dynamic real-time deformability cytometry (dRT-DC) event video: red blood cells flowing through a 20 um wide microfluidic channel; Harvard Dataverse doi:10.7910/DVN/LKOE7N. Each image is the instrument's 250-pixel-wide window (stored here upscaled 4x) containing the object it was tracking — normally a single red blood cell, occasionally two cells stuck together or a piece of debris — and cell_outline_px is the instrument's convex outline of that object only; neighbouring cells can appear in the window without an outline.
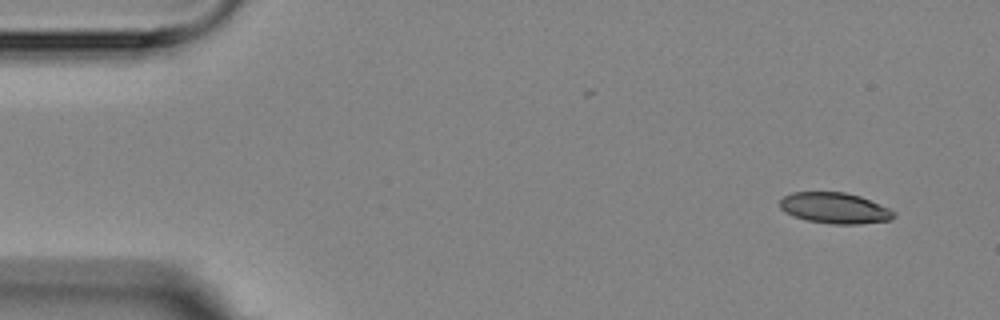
{"species": "Egyptian fruit bat (a non-hibernating species)", "species_latin": "Rousettus aegyptiacus", "temperature_condition": "room temperature", "stored_images_in_passage": 5, "camera_frame_rate_fps": 3000, "um_per_image_px": 0.085, "animal": {"sex": "female"}, "frame": {"image": 1, "passage_image": 1, "time_ms": 0.0, "image_size_px": [1000, 320], "cell_outline_px": [[896, 216], [888, 220], [860, 224], [832, 224], [808, 220], [792, 216], [784, 212], [780, 208], [780, 200], [784, 196], [792, 192], [844, 192], [860, 196], [888, 208], [896, 212]], "centroid_in_image_um": [70.93, 17.69], "position_along_channel_um": 14.1, "area_um2": 20.46}}
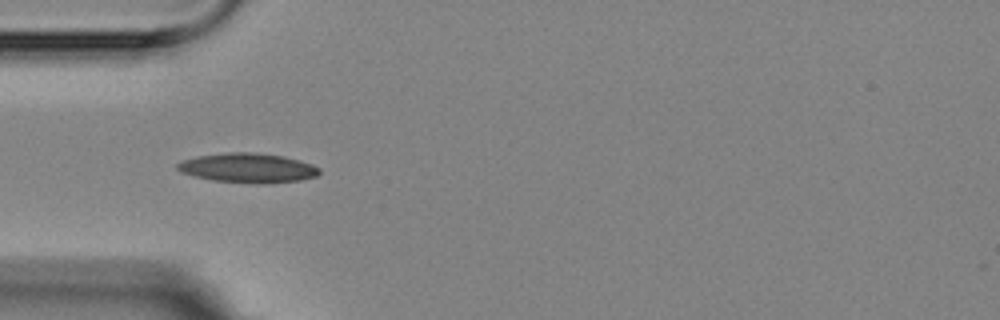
{"frame": {"image": 2, "passage_image": 4, "time_ms": 4.333, "image_size_px": [1000, 320], "cell_outline_px": [[320, 172], [316, 176], [300, 180], [264, 184], [260, 184], [212, 180], [180, 172], [176, 168], [176, 164], [180, 160], [196, 156], [224, 152], [256, 152], [284, 156], [312, 164], [320, 168]], "centroid_in_image_um": [21.04, 14.26], "position_along_channel_um": 64.0, "area_um2": 24.62}}
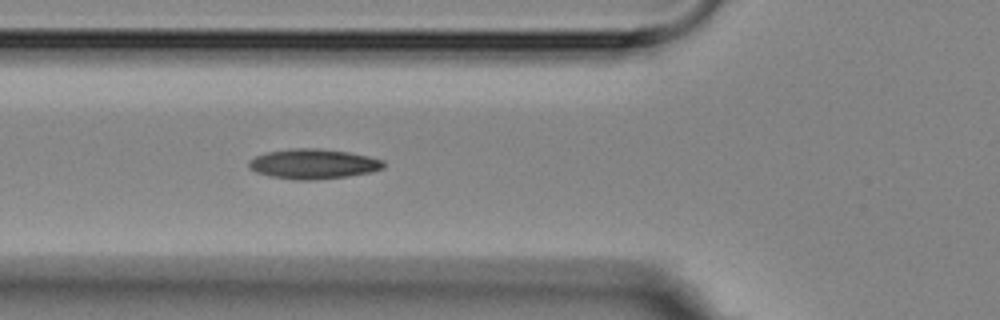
{"frame": {"image": 3, "passage_image": 5, "time_ms": 5.333, "image_size_px": [1000, 320], "cell_outline_px": [[384, 168], [372, 172], [348, 176], [316, 180], [296, 180], [272, 176], [256, 172], [248, 168], [248, 160], [256, 156], [268, 152], [288, 148], [316, 148], [348, 152], [368, 156], [384, 160]], "centroid_in_image_um": [26.63, 13.93], "position_along_channel_um": 99.2, "area_um2": 23.58}}